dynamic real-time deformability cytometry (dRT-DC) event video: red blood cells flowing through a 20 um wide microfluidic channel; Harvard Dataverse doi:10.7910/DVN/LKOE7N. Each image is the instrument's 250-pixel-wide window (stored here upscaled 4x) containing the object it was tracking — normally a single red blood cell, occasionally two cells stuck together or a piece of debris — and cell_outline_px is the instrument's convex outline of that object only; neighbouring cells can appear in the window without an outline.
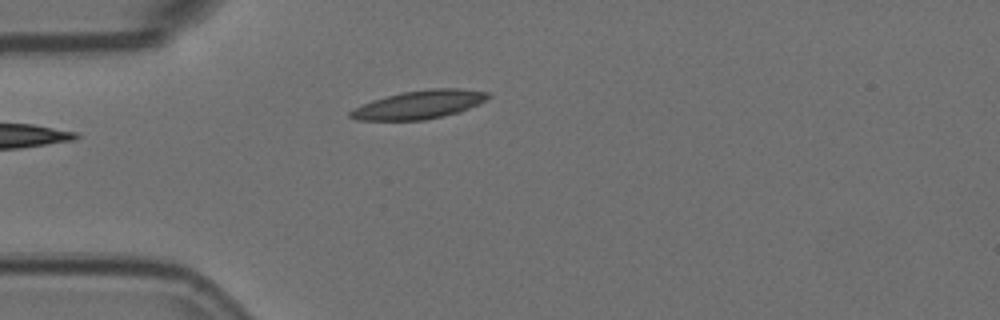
{"species": "Egyptian fruit bat (a non-hibernating species)", "species_latin": "Rousettus aegyptiacus", "temperature_condition": "room temperature", "stored_images_in_passage": 6, "camera_frame_rate_fps": 3000, "um_per_image_px": 0.085, "animal": {"sex": "female"}, "frame": {"image": 1, "passage_image": 6, "time_ms": 1.667, "image_size_px": [1000, 320], "cell_outline_px": [[492, 96], [480, 104], [460, 112], [424, 120], [356, 120], [348, 116], [348, 112], [352, 108], [372, 100], [404, 92], [428, 88], [460, 88], [488, 92]], "centroid_in_image_um": [35.65, 8.89], "position_along_channel_um": 49.3, "area_um2": 22.95}}